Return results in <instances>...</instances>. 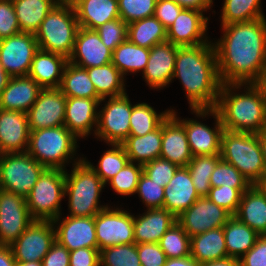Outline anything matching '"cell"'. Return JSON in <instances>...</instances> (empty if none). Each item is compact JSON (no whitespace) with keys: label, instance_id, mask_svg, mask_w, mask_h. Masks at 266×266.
I'll use <instances>...</instances> for the list:
<instances>
[{"label":"cell","instance_id":"obj_1","mask_svg":"<svg viewBox=\"0 0 266 266\" xmlns=\"http://www.w3.org/2000/svg\"><path fill=\"white\" fill-rule=\"evenodd\" d=\"M213 43L222 84L255 83L266 66V19L222 25Z\"/></svg>","mask_w":266,"mask_h":266},{"label":"cell","instance_id":"obj_2","mask_svg":"<svg viewBox=\"0 0 266 266\" xmlns=\"http://www.w3.org/2000/svg\"><path fill=\"white\" fill-rule=\"evenodd\" d=\"M179 78L192 109L215 108L222 86L213 43L179 46L172 79Z\"/></svg>","mask_w":266,"mask_h":266},{"label":"cell","instance_id":"obj_3","mask_svg":"<svg viewBox=\"0 0 266 266\" xmlns=\"http://www.w3.org/2000/svg\"><path fill=\"white\" fill-rule=\"evenodd\" d=\"M243 85L222 84L214 109L219 114L224 130L259 134L266 130V99L255 83H245L249 86H245L248 89L243 94L231 91Z\"/></svg>","mask_w":266,"mask_h":266},{"label":"cell","instance_id":"obj_4","mask_svg":"<svg viewBox=\"0 0 266 266\" xmlns=\"http://www.w3.org/2000/svg\"><path fill=\"white\" fill-rule=\"evenodd\" d=\"M220 157L233 165L251 185H259L266 178L259 134L224 130Z\"/></svg>","mask_w":266,"mask_h":266},{"label":"cell","instance_id":"obj_5","mask_svg":"<svg viewBox=\"0 0 266 266\" xmlns=\"http://www.w3.org/2000/svg\"><path fill=\"white\" fill-rule=\"evenodd\" d=\"M74 168L65 170V195H69V210L73 217H92L108 206H98L105 186L85 159H75Z\"/></svg>","mask_w":266,"mask_h":266},{"label":"cell","instance_id":"obj_6","mask_svg":"<svg viewBox=\"0 0 266 266\" xmlns=\"http://www.w3.org/2000/svg\"><path fill=\"white\" fill-rule=\"evenodd\" d=\"M78 29L79 24L72 3L60 1L47 14L34 35L39 49L69 59Z\"/></svg>","mask_w":266,"mask_h":266},{"label":"cell","instance_id":"obj_7","mask_svg":"<svg viewBox=\"0 0 266 266\" xmlns=\"http://www.w3.org/2000/svg\"><path fill=\"white\" fill-rule=\"evenodd\" d=\"M76 149L77 138L65 126L30 131L27 153L45 168L64 170Z\"/></svg>","mask_w":266,"mask_h":266},{"label":"cell","instance_id":"obj_8","mask_svg":"<svg viewBox=\"0 0 266 266\" xmlns=\"http://www.w3.org/2000/svg\"><path fill=\"white\" fill-rule=\"evenodd\" d=\"M65 197V170L46 168L26 197L28 210L34 220L59 223L60 203Z\"/></svg>","mask_w":266,"mask_h":266},{"label":"cell","instance_id":"obj_9","mask_svg":"<svg viewBox=\"0 0 266 266\" xmlns=\"http://www.w3.org/2000/svg\"><path fill=\"white\" fill-rule=\"evenodd\" d=\"M45 169L27 152L5 153L0 160V189L26 198Z\"/></svg>","mask_w":266,"mask_h":266},{"label":"cell","instance_id":"obj_10","mask_svg":"<svg viewBox=\"0 0 266 266\" xmlns=\"http://www.w3.org/2000/svg\"><path fill=\"white\" fill-rule=\"evenodd\" d=\"M127 93L109 97L107 103L98 112L95 135L108 144H121L130 134V116L132 105Z\"/></svg>","mask_w":266,"mask_h":266},{"label":"cell","instance_id":"obj_11","mask_svg":"<svg viewBox=\"0 0 266 266\" xmlns=\"http://www.w3.org/2000/svg\"><path fill=\"white\" fill-rule=\"evenodd\" d=\"M98 249L135 243L134 215L127 211L107 208L94 216Z\"/></svg>","mask_w":266,"mask_h":266},{"label":"cell","instance_id":"obj_12","mask_svg":"<svg viewBox=\"0 0 266 266\" xmlns=\"http://www.w3.org/2000/svg\"><path fill=\"white\" fill-rule=\"evenodd\" d=\"M192 111L199 117H205L206 115L211 114L216 120V126L214 129H211L197 120H179L176 112L174 110L171 111V114L184 126L192 156L220 154L224 128L218 112L214 108L192 109Z\"/></svg>","mask_w":266,"mask_h":266},{"label":"cell","instance_id":"obj_13","mask_svg":"<svg viewBox=\"0 0 266 266\" xmlns=\"http://www.w3.org/2000/svg\"><path fill=\"white\" fill-rule=\"evenodd\" d=\"M55 241L53 222L34 220L10 247L16 262L42 261Z\"/></svg>","mask_w":266,"mask_h":266},{"label":"cell","instance_id":"obj_14","mask_svg":"<svg viewBox=\"0 0 266 266\" xmlns=\"http://www.w3.org/2000/svg\"><path fill=\"white\" fill-rule=\"evenodd\" d=\"M39 50L33 33L19 32L0 40V65L10 77L27 76Z\"/></svg>","mask_w":266,"mask_h":266},{"label":"cell","instance_id":"obj_15","mask_svg":"<svg viewBox=\"0 0 266 266\" xmlns=\"http://www.w3.org/2000/svg\"><path fill=\"white\" fill-rule=\"evenodd\" d=\"M33 221L25 197L0 189V245L10 246Z\"/></svg>","mask_w":266,"mask_h":266},{"label":"cell","instance_id":"obj_16","mask_svg":"<svg viewBox=\"0 0 266 266\" xmlns=\"http://www.w3.org/2000/svg\"><path fill=\"white\" fill-rule=\"evenodd\" d=\"M232 215L213 203L208 197H199L194 204L182 212L177 222L190 236L223 227Z\"/></svg>","mask_w":266,"mask_h":266},{"label":"cell","instance_id":"obj_17","mask_svg":"<svg viewBox=\"0 0 266 266\" xmlns=\"http://www.w3.org/2000/svg\"><path fill=\"white\" fill-rule=\"evenodd\" d=\"M67 97L59 88H46L28 110L30 131L64 126Z\"/></svg>","mask_w":266,"mask_h":266},{"label":"cell","instance_id":"obj_18","mask_svg":"<svg viewBox=\"0 0 266 266\" xmlns=\"http://www.w3.org/2000/svg\"><path fill=\"white\" fill-rule=\"evenodd\" d=\"M112 53L113 51L103 44L96 30L79 27L68 61L82 68L104 66L111 63Z\"/></svg>","mask_w":266,"mask_h":266},{"label":"cell","instance_id":"obj_19","mask_svg":"<svg viewBox=\"0 0 266 266\" xmlns=\"http://www.w3.org/2000/svg\"><path fill=\"white\" fill-rule=\"evenodd\" d=\"M207 21L208 17H204L202 11L184 8L167 29V41L177 46H196L208 43L207 38H204Z\"/></svg>","mask_w":266,"mask_h":266},{"label":"cell","instance_id":"obj_20","mask_svg":"<svg viewBox=\"0 0 266 266\" xmlns=\"http://www.w3.org/2000/svg\"><path fill=\"white\" fill-rule=\"evenodd\" d=\"M60 223L57 228L55 226L56 241L69 251L84 247L98 248L94 216H67Z\"/></svg>","mask_w":266,"mask_h":266},{"label":"cell","instance_id":"obj_21","mask_svg":"<svg viewBox=\"0 0 266 266\" xmlns=\"http://www.w3.org/2000/svg\"><path fill=\"white\" fill-rule=\"evenodd\" d=\"M179 46L165 41L150 48V54L143 78L152 88H162L170 84Z\"/></svg>","mask_w":266,"mask_h":266},{"label":"cell","instance_id":"obj_22","mask_svg":"<svg viewBox=\"0 0 266 266\" xmlns=\"http://www.w3.org/2000/svg\"><path fill=\"white\" fill-rule=\"evenodd\" d=\"M29 137L27 113L0 109V145L4 153L27 152Z\"/></svg>","mask_w":266,"mask_h":266},{"label":"cell","instance_id":"obj_23","mask_svg":"<svg viewBox=\"0 0 266 266\" xmlns=\"http://www.w3.org/2000/svg\"><path fill=\"white\" fill-rule=\"evenodd\" d=\"M192 157L184 126L170 113L162 122L160 158L186 167Z\"/></svg>","mask_w":266,"mask_h":266},{"label":"cell","instance_id":"obj_24","mask_svg":"<svg viewBox=\"0 0 266 266\" xmlns=\"http://www.w3.org/2000/svg\"><path fill=\"white\" fill-rule=\"evenodd\" d=\"M102 98L67 97L64 126L78 139L97 127L98 108Z\"/></svg>","mask_w":266,"mask_h":266},{"label":"cell","instance_id":"obj_25","mask_svg":"<svg viewBox=\"0 0 266 266\" xmlns=\"http://www.w3.org/2000/svg\"><path fill=\"white\" fill-rule=\"evenodd\" d=\"M199 198L193 185L191 175L186 167H179L164 187L163 208L171 212L176 218Z\"/></svg>","mask_w":266,"mask_h":266},{"label":"cell","instance_id":"obj_26","mask_svg":"<svg viewBox=\"0 0 266 266\" xmlns=\"http://www.w3.org/2000/svg\"><path fill=\"white\" fill-rule=\"evenodd\" d=\"M43 88L30 76L11 77L0 95V109L22 111L28 110L37 100Z\"/></svg>","mask_w":266,"mask_h":266},{"label":"cell","instance_id":"obj_27","mask_svg":"<svg viewBox=\"0 0 266 266\" xmlns=\"http://www.w3.org/2000/svg\"><path fill=\"white\" fill-rule=\"evenodd\" d=\"M234 216L260 236L266 235V192L260 185H251L242 194Z\"/></svg>","mask_w":266,"mask_h":266},{"label":"cell","instance_id":"obj_28","mask_svg":"<svg viewBox=\"0 0 266 266\" xmlns=\"http://www.w3.org/2000/svg\"><path fill=\"white\" fill-rule=\"evenodd\" d=\"M175 222L176 217L164 208L147 209L142 216H134L135 244L159 243L161 237Z\"/></svg>","mask_w":266,"mask_h":266},{"label":"cell","instance_id":"obj_29","mask_svg":"<svg viewBox=\"0 0 266 266\" xmlns=\"http://www.w3.org/2000/svg\"><path fill=\"white\" fill-rule=\"evenodd\" d=\"M67 63L65 56L39 49L34 55L28 76L43 89L59 88Z\"/></svg>","mask_w":266,"mask_h":266},{"label":"cell","instance_id":"obj_30","mask_svg":"<svg viewBox=\"0 0 266 266\" xmlns=\"http://www.w3.org/2000/svg\"><path fill=\"white\" fill-rule=\"evenodd\" d=\"M79 27L96 30L104 23L120 18L118 0H71Z\"/></svg>","mask_w":266,"mask_h":266},{"label":"cell","instance_id":"obj_31","mask_svg":"<svg viewBox=\"0 0 266 266\" xmlns=\"http://www.w3.org/2000/svg\"><path fill=\"white\" fill-rule=\"evenodd\" d=\"M162 142V124L154 131L143 136L129 135L121 144L130 162L144 165L160 158Z\"/></svg>","mask_w":266,"mask_h":266},{"label":"cell","instance_id":"obj_32","mask_svg":"<svg viewBox=\"0 0 266 266\" xmlns=\"http://www.w3.org/2000/svg\"><path fill=\"white\" fill-rule=\"evenodd\" d=\"M190 255L198 263L228 257L223 227L190 237Z\"/></svg>","mask_w":266,"mask_h":266},{"label":"cell","instance_id":"obj_33","mask_svg":"<svg viewBox=\"0 0 266 266\" xmlns=\"http://www.w3.org/2000/svg\"><path fill=\"white\" fill-rule=\"evenodd\" d=\"M59 2V0H12L21 32L35 34L47 14Z\"/></svg>","mask_w":266,"mask_h":266},{"label":"cell","instance_id":"obj_34","mask_svg":"<svg viewBox=\"0 0 266 266\" xmlns=\"http://www.w3.org/2000/svg\"><path fill=\"white\" fill-rule=\"evenodd\" d=\"M228 257L240 259L260 236L255 230L232 216L223 226Z\"/></svg>","mask_w":266,"mask_h":266},{"label":"cell","instance_id":"obj_35","mask_svg":"<svg viewBox=\"0 0 266 266\" xmlns=\"http://www.w3.org/2000/svg\"><path fill=\"white\" fill-rule=\"evenodd\" d=\"M89 78L94 84L97 94L102 101L107 97H116L125 94L124 76L112 64L86 68Z\"/></svg>","mask_w":266,"mask_h":266},{"label":"cell","instance_id":"obj_36","mask_svg":"<svg viewBox=\"0 0 266 266\" xmlns=\"http://www.w3.org/2000/svg\"><path fill=\"white\" fill-rule=\"evenodd\" d=\"M59 89L66 97L101 98L97 94L86 68L79 67L69 61L64 68Z\"/></svg>","mask_w":266,"mask_h":266},{"label":"cell","instance_id":"obj_37","mask_svg":"<svg viewBox=\"0 0 266 266\" xmlns=\"http://www.w3.org/2000/svg\"><path fill=\"white\" fill-rule=\"evenodd\" d=\"M150 49L132 43L128 38L112 53L111 63L125 76L128 72L145 71Z\"/></svg>","mask_w":266,"mask_h":266},{"label":"cell","instance_id":"obj_38","mask_svg":"<svg viewBox=\"0 0 266 266\" xmlns=\"http://www.w3.org/2000/svg\"><path fill=\"white\" fill-rule=\"evenodd\" d=\"M127 38L140 47L150 49L167 41V29L157 18L150 16L128 24Z\"/></svg>","mask_w":266,"mask_h":266},{"label":"cell","instance_id":"obj_39","mask_svg":"<svg viewBox=\"0 0 266 266\" xmlns=\"http://www.w3.org/2000/svg\"><path fill=\"white\" fill-rule=\"evenodd\" d=\"M172 110H166L160 114L147 103H138L132 107L130 116V134L143 136L157 129L169 116Z\"/></svg>","mask_w":266,"mask_h":266},{"label":"cell","instance_id":"obj_40","mask_svg":"<svg viewBox=\"0 0 266 266\" xmlns=\"http://www.w3.org/2000/svg\"><path fill=\"white\" fill-rule=\"evenodd\" d=\"M260 3V0H224L221 24L228 25L265 18Z\"/></svg>","mask_w":266,"mask_h":266},{"label":"cell","instance_id":"obj_41","mask_svg":"<svg viewBox=\"0 0 266 266\" xmlns=\"http://www.w3.org/2000/svg\"><path fill=\"white\" fill-rule=\"evenodd\" d=\"M220 159V154L194 156L187 165L193 185L199 197L208 196L211 188L210 177Z\"/></svg>","mask_w":266,"mask_h":266},{"label":"cell","instance_id":"obj_42","mask_svg":"<svg viewBox=\"0 0 266 266\" xmlns=\"http://www.w3.org/2000/svg\"><path fill=\"white\" fill-rule=\"evenodd\" d=\"M110 145H112L113 148L107 150L103 154L97 168L93 166L91 162H87L104 184L121 171V169L129 162V157L122 144Z\"/></svg>","mask_w":266,"mask_h":266},{"label":"cell","instance_id":"obj_43","mask_svg":"<svg viewBox=\"0 0 266 266\" xmlns=\"http://www.w3.org/2000/svg\"><path fill=\"white\" fill-rule=\"evenodd\" d=\"M159 245L167 258L190 256V236L178 222H175L161 237Z\"/></svg>","mask_w":266,"mask_h":266},{"label":"cell","instance_id":"obj_44","mask_svg":"<svg viewBox=\"0 0 266 266\" xmlns=\"http://www.w3.org/2000/svg\"><path fill=\"white\" fill-rule=\"evenodd\" d=\"M211 187H232L243 194L251 184L249 181L230 163L220 159L210 177Z\"/></svg>","mask_w":266,"mask_h":266},{"label":"cell","instance_id":"obj_45","mask_svg":"<svg viewBox=\"0 0 266 266\" xmlns=\"http://www.w3.org/2000/svg\"><path fill=\"white\" fill-rule=\"evenodd\" d=\"M100 266H141L137 244L114 245L100 250Z\"/></svg>","mask_w":266,"mask_h":266},{"label":"cell","instance_id":"obj_46","mask_svg":"<svg viewBox=\"0 0 266 266\" xmlns=\"http://www.w3.org/2000/svg\"><path fill=\"white\" fill-rule=\"evenodd\" d=\"M143 173V166L134 162H128L108 182L113 190L120 195H131L137 191L138 181Z\"/></svg>","mask_w":266,"mask_h":266},{"label":"cell","instance_id":"obj_47","mask_svg":"<svg viewBox=\"0 0 266 266\" xmlns=\"http://www.w3.org/2000/svg\"><path fill=\"white\" fill-rule=\"evenodd\" d=\"M157 0H118L120 18L127 24L154 15Z\"/></svg>","mask_w":266,"mask_h":266},{"label":"cell","instance_id":"obj_48","mask_svg":"<svg viewBox=\"0 0 266 266\" xmlns=\"http://www.w3.org/2000/svg\"><path fill=\"white\" fill-rule=\"evenodd\" d=\"M103 44L114 51L127 39L128 24L121 18L108 21L96 29Z\"/></svg>","mask_w":266,"mask_h":266},{"label":"cell","instance_id":"obj_49","mask_svg":"<svg viewBox=\"0 0 266 266\" xmlns=\"http://www.w3.org/2000/svg\"><path fill=\"white\" fill-rule=\"evenodd\" d=\"M136 193L144 201L143 203H145L147 209L163 208L164 187H162V184L152 181L144 173L139 178Z\"/></svg>","mask_w":266,"mask_h":266},{"label":"cell","instance_id":"obj_50","mask_svg":"<svg viewBox=\"0 0 266 266\" xmlns=\"http://www.w3.org/2000/svg\"><path fill=\"white\" fill-rule=\"evenodd\" d=\"M178 168L179 166L168 160L156 158L143 165V173L152 181L166 187Z\"/></svg>","mask_w":266,"mask_h":266},{"label":"cell","instance_id":"obj_51","mask_svg":"<svg viewBox=\"0 0 266 266\" xmlns=\"http://www.w3.org/2000/svg\"><path fill=\"white\" fill-rule=\"evenodd\" d=\"M242 194L232 187H211L208 198L234 216L238 210Z\"/></svg>","mask_w":266,"mask_h":266},{"label":"cell","instance_id":"obj_52","mask_svg":"<svg viewBox=\"0 0 266 266\" xmlns=\"http://www.w3.org/2000/svg\"><path fill=\"white\" fill-rule=\"evenodd\" d=\"M21 32L12 0H0V40Z\"/></svg>","mask_w":266,"mask_h":266},{"label":"cell","instance_id":"obj_53","mask_svg":"<svg viewBox=\"0 0 266 266\" xmlns=\"http://www.w3.org/2000/svg\"><path fill=\"white\" fill-rule=\"evenodd\" d=\"M137 252L141 266H164L167 260L166 254L160 248L159 243L137 244Z\"/></svg>","mask_w":266,"mask_h":266},{"label":"cell","instance_id":"obj_54","mask_svg":"<svg viewBox=\"0 0 266 266\" xmlns=\"http://www.w3.org/2000/svg\"><path fill=\"white\" fill-rule=\"evenodd\" d=\"M183 9L172 0H157L153 16L168 29Z\"/></svg>","mask_w":266,"mask_h":266},{"label":"cell","instance_id":"obj_55","mask_svg":"<svg viewBox=\"0 0 266 266\" xmlns=\"http://www.w3.org/2000/svg\"><path fill=\"white\" fill-rule=\"evenodd\" d=\"M239 260L240 266H266V235L259 236L255 245Z\"/></svg>","mask_w":266,"mask_h":266},{"label":"cell","instance_id":"obj_56","mask_svg":"<svg viewBox=\"0 0 266 266\" xmlns=\"http://www.w3.org/2000/svg\"><path fill=\"white\" fill-rule=\"evenodd\" d=\"M98 248H80L70 251L69 266H100Z\"/></svg>","mask_w":266,"mask_h":266},{"label":"cell","instance_id":"obj_57","mask_svg":"<svg viewBox=\"0 0 266 266\" xmlns=\"http://www.w3.org/2000/svg\"><path fill=\"white\" fill-rule=\"evenodd\" d=\"M43 266H69L70 251L57 241L49 249L42 260Z\"/></svg>","mask_w":266,"mask_h":266},{"label":"cell","instance_id":"obj_58","mask_svg":"<svg viewBox=\"0 0 266 266\" xmlns=\"http://www.w3.org/2000/svg\"><path fill=\"white\" fill-rule=\"evenodd\" d=\"M178 3L182 8L206 11L212 7L213 0H172Z\"/></svg>","mask_w":266,"mask_h":266},{"label":"cell","instance_id":"obj_59","mask_svg":"<svg viewBox=\"0 0 266 266\" xmlns=\"http://www.w3.org/2000/svg\"><path fill=\"white\" fill-rule=\"evenodd\" d=\"M16 263L11 247L0 245V266H16Z\"/></svg>","mask_w":266,"mask_h":266},{"label":"cell","instance_id":"obj_60","mask_svg":"<svg viewBox=\"0 0 266 266\" xmlns=\"http://www.w3.org/2000/svg\"><path fill=\"white\" fill-rule=\"evenodd\" d=\"M198 263L191 255L182 258H167L164 266H199Z\"/></svg>","mask_w":266,"mask_h":266},{"label":"cell","instance_id":"obj_61","mask_svg":"<svg viewBox=\"0 0 266 266\" xmlns=\"http://www.w3.org/2000/svg\"><path fill=\"white\" fill-rule=\"evenodd\" d=\"M199 266H240V260L235 257H225L200 263Z\"/></svg>","mask_w":266,"mask_h":266},{"label":"cell","instance_id":"obj_62","mask_svg":"<svg viewBox=\"0 0 266 266\" xmlns=\"http://www.w3.org/2000/svg\"><path fill=\"white\" fill-rule=\"evenodd\" d=\"M255 84L260 88L262 94L266 99V66L262 70V73L259 79L255 82Z\"/></svg>","mask_w":266,"mask_h":266},{"label":"cell","instance_id":"obj_63","mask_svg":"<svg viewBox=\"0 0 266 266\" xmlns=\"http://www.w3.org/2000/svg\"><path fill=\"white\" fill-rule=\"evenodd\" d=\"M11 77L6 73L3 67L0 65V95L3 89L7 86V83Z\"/></svg>","mask_w":266,"mask_h":266},{"label":"cell","instance_id":"obj_64","mask_svg":"<svg viewBox=\"0 0 266 266\" xmlns=\"http://www.w3.org/2000/svg\"><path fill=\"white\" fill-rule=\"evenodd\" d=\"M259 142L261 144V148H262V154L264 157V163L266 166V132H261L259 133Z\"/></svg>","mask_w":266,"mask_h":266},{"label":"cell","instance_id":"obj_65","mask_svg":"<svg viewBox=\"0 0 266 266\" xmlns=\"http://www.w3.org/2000/svg\"><path fill=\"white\" fill-rule=\"evenodd\" d=\"M16 266H43L42 261L17 262Z\"/></svg>","mask_w":266,"mask_h":266},{"label":"cell","instance_id":"obj_66","mask_svg":"<svg viewBox=\"0 0 266 266\" xmlns=\"http://www.w3.org/2000/svg\"><path fill=\"white\" fill-rule=\"evenodd\" d=\"M263 190L266 192V178L259 184Z\"/></svg>","mask_w":266,"mask_h":266},{"label":"cell","instance_id":"obj_67","mask_svg":"<svg viewBox=\"0 0 266 266\" xmlns=\"http://www.w3.org/2000/svg\"><path fill=\"white\" fill-rule=\"evenodd\" d=\"M4 154H5V153H4V151L2 150L1 145H0V160H1V158L3 157Z\"/></svg>","mask_w":266,"mask_h":266},{"label":"cell","instance_id":"obj_68","mask_svg":"<svg viewBox=\"0 0 266 266\" xmlns=\"http://www.w3.org/2000/svg\"><path fill=\"white\" fill-rule=\"evenodd\" d=\"M59 1H66V2H71V0H59Z\"/></svg>","mask_w":266,"mask_h":266}]
</instances>
